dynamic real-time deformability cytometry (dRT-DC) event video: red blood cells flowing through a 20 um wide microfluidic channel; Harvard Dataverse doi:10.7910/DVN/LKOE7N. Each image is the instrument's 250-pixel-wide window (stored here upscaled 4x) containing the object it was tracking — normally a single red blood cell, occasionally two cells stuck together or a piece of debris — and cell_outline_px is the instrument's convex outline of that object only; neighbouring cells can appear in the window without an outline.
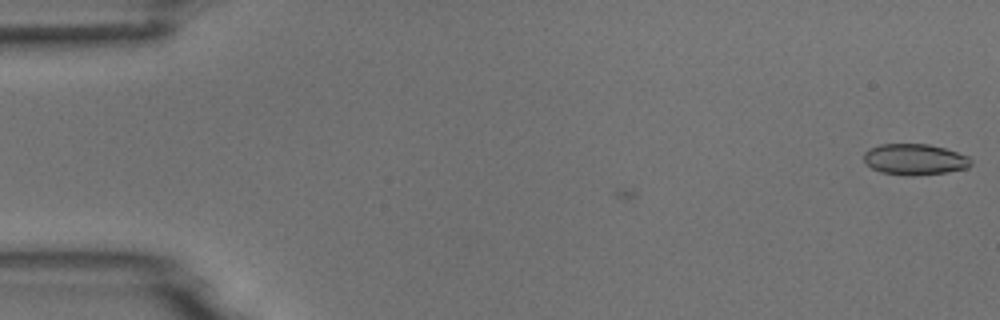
{"species": "common noctule bat (a hibernating species)", "species_latin": "Nyctalus noctula", "temperature_condition": "room temperature", "stored_images_in_passage": 2, "camera_frame_rate_fps": 3000, "um_per_image_px": 0.085, "animal": {"sex": "male", "body_mass_g": 18.8}, "frame": {"image": 1, "passage_image": 2, "time_ms": 1.0, "image_size_px": [1000, 320], "cell_outline_px": [[972, 164], [968, 168], [948, 172], [912, 176], [908, 176], [880, 172], [872, 168], [864, 160], [864, 152], [868, 148], [880, 144], [928, 144], [944, 148], [968, 156], [972, 160]], "centroid_in_image_um": [77.75, 13.55], "position_along_channel_um": 7.2, "area_um2": 19.48}}